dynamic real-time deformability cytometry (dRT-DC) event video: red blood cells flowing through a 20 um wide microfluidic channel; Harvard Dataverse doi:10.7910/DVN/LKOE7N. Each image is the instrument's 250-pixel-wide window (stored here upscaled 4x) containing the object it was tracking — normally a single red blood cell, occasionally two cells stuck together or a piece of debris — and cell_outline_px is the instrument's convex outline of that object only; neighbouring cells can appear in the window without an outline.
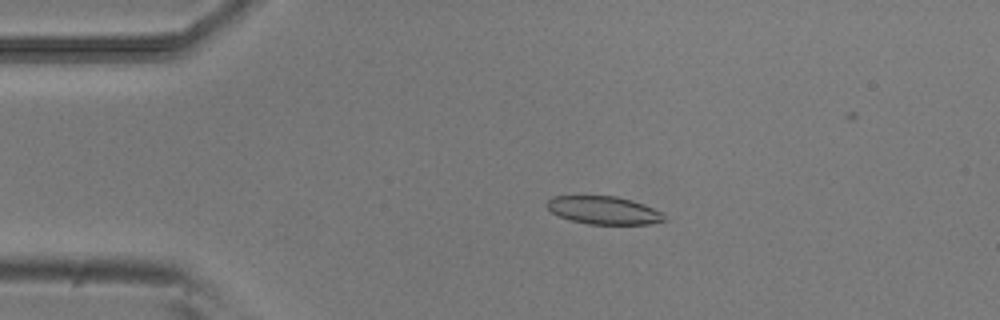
{"species": "common noctule bat (a hibernating species)", "species_latin": "Nyctalus noctula", "temperature_condition": "room temperature", "stored_images_in_passage": 44, "camera_frame_rate_fps": 3000, "um_per_image_px": 0.085, "animal": {"sex": "male", "body_mass_g": 20.5, "forearm_length_mm": 52.5}, "frame": {"image": 1, "passage_image": 2, "time_ms": 0.333, "image_size_px": [1000, 320], "cell_outline_px": [[668, 220], [648, 224], [588, 224], [572, 220], [560, 216], [552, 212], [544, 204], [552, 196], [616, 196], [632, 200], [644, 204], [660, 212]], "centroid_in_image_um": [51.31, 17.87], "position_along_channel_um": 33.7, "area_um2": 19.02}}
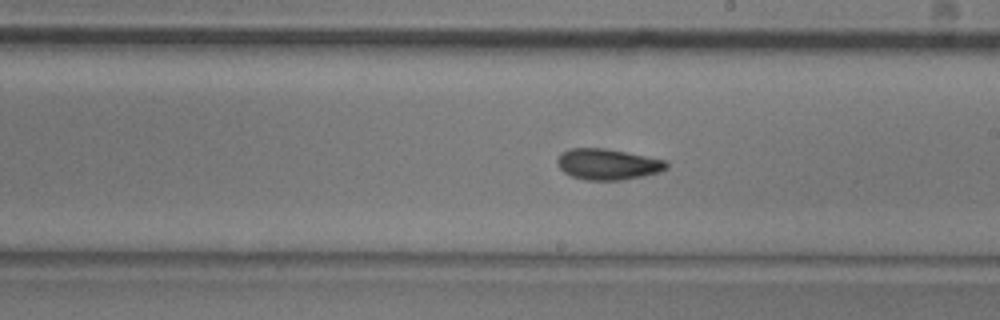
{"frame": {"image": 2, "passage_image": 21, "time_ms": 6.667, "image_size_px": [1000, 320], "cell_outline_px": [[668, 168], [660, 172], [644, 176], [620, 180], [584, 180], [572, 176], [564, 172], [560, 168], [556, 160], [560, 152], [568, 148], [604, 148], [628, 152], [668, 160]], "centroid_in_image_um": [51.68, 13.95], "position_along_channel_um": 237.3, "area_um2": 20.0}}
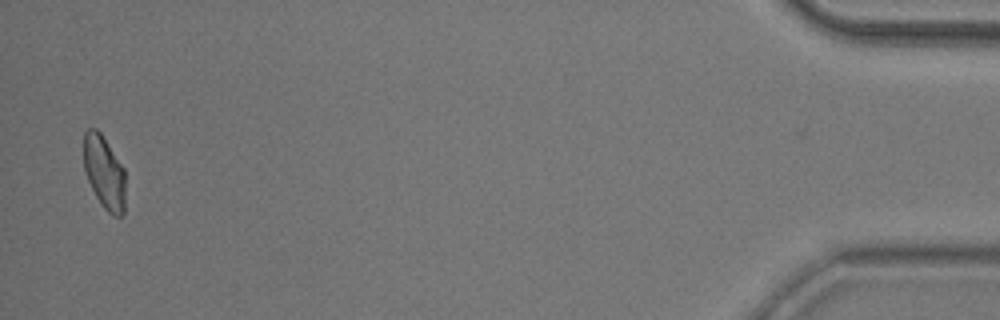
{"frame": {"image": 3, "passage_image": 43, "time_ms": 14.0, "image_size_px": [1000, 320], "cell_outline_px": [[124, 216], [112, 216], [104, 208], [96, 196], [88, 180], [84, 168], [84, 132], [88, 128], [96, 128], [100, 132], [124, 168]], "centroid_in_image_um": [8.86, 14.65], "position_along_channel_um": 426.3, "area_um2": 17.63}, "authors_computed_cell_mechanics": {"area_um2": 19.2185, "velocity_mm_per_s": 3.8076, "shape_relaxation_time_tau1_ms": 4.2689, "shape_relaxation_time_tau2_ms": 2.2421, "deformation_change_tau1": 0.1351, "deformation_change_tau2": 0.0781}}